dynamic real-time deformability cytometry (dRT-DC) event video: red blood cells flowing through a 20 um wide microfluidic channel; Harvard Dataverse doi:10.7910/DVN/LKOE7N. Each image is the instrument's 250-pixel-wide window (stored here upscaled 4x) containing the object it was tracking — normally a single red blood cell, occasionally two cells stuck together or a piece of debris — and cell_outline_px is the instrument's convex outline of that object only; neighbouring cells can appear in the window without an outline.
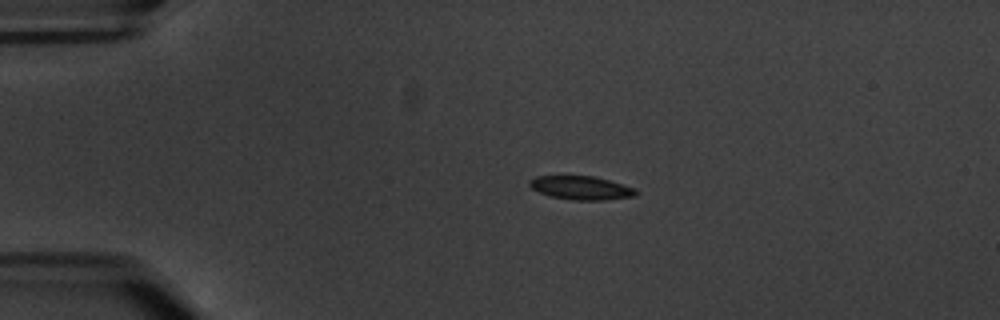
{"species": "common noctule bat (a hibernating species)", "species_latin": "Nyctalus noctula", "temperature_condition": "warm", "stored_images_in_passage": 2, "camera_frame_rate_fps": 3000, "um_per_image_px": 0.085, "animal": {"sex": "male", "body_mass_g": 20.1, "forearm_length_mm": 53.5}, "frame": {"image": 1, "passage_image": 1, "time_ms": 0.0, "image_size_px": [1000, 320], "cell_outline_px": [[636, 196], [604, 200], [572, 200], [548, 196], [532, 188], [528, 184], [528, 180], [536, 176], [596, 176], [636, 188]], "centroid_in_image_um": [49.39, 15.96], "position_along_channel_um": 35.6, "area_um2": 14.74}}